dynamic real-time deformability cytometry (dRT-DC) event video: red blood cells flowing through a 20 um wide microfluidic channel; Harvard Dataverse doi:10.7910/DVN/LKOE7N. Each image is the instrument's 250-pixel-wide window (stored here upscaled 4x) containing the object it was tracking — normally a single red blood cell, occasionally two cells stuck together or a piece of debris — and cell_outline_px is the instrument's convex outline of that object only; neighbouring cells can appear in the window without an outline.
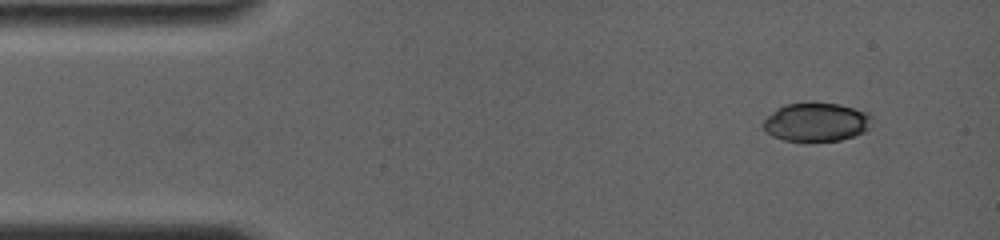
{"species": "common noctule bat (a hibernating species)", "species_latin": "Nyctalus noctula", "temperature_condition": "room temperature", "stored_images_in_passage": 2, "camera_frame_rate_fps": 4000, "um_per_image_px": 0.085, "animal": {"sex": "female", "body_mass_g": 19.0, "forearm_length_mm": 56.7}, "frame": {"image": 1, "passage_image": 2, "time_ms": 0.5, "image_size_px": [1000, 240], "cell_outline_px": [[872, 124], [864, 132], [840, 140], [784, 140], [772, 136], [764, 128], [764, 120], [776, 108], [784, 104], [840, 104], [868, 112], [872, 116]], "centroid_in_image_um": [69.42, 10.37], "position_along_channel_um": 15.6, "area_um2": 23.99}}